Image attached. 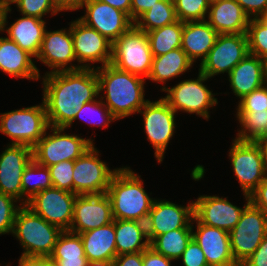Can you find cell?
Listing matches in <instances>:
<instances>
[{
	"label": "cell",
	"mask_w": 267,
	"mask_h": 266,
	"mask_svg": "<svg viewBox=\"0 0 267 266\" xmlns=\"http://www.w3.org/2000/svg\"><path fill=\"white\" fill-rule=\"evenodd\" d=\"M43 77V101L51 127L66 128L82 105L95 100L100 94L95 66L45 73Z\"/></svg>",
	"instance_id": "6da1fadb"
},
{
	"label": "cell",
	"mask_w": 267,
	"mask_h": 266,
	"mask_svg": "<svg viewBox=\"0 0 267 266\" xmlns=\"http://www.w3.org/2000/svg\"><path fill=\"white\" fill-rule=\"evenodd\" d=\"M99 93L104 91L103 103L118 120L138 111L149 101L144 99L145 78L120 70L114 65L97 66Z\"/></svg>",
	"instance_id": "7a4b0ae2"
},
{
	"label": "cell",
	"mask_w": 267,
	"mask_h": 266,
	"mask_svg": "<svg viewBox=\"0 0 267 266\" xmlns=\"http://www.w3.org/2000/svg\"><path fill=\"white\" fill-rule=\"evenodd\" d=\"M130 167L117 168L107 190L114 219L146 223L154 199L143 188V181Z\"/></svg>",
	"instance_id": "3957f363"
},
{
	"label": "cell",
	"mask_w": 267,
	"mask_h": 266,
	"mask_svg": "<svg viewBox=\"0 0 267 266\" xmlns=\"http://www.w3.org/2000/svg\"><path fill=\"white\" fill-rule=\"evenodd\" d=\"M63 230L22 205L15 216L12 234L24 249L22 255L50 257Z\"/></svg>",
	"instance_id": "277c9868"
},
{
	"label": "cell",
	"mask_w": 267,
	"mask_h": 266,
	"mask_svg": "<svg viewBox=\"0 0 267 266\" xmlns=\"http://www.w3.org/2000/svg\"><path fill=\"white\" fill-rule=\"evenodd\" d=\"M152 61L148 35L134 25L112 44L111 64L120 70L147 79Z\"/></svg>",
	"instance_id": "5b68a950"
},
{
	"label": "cell",
	"mask_w": 267,
	"mask_h": 266,
	"mask_svg": "<svg viewBox=\"0 0 267 266\" xmlns=\"http://www.w3.org/2000/svg\"><path fill=\"white\" fill-rule=\"evenodd\" d=\"M0 132L10 137L11 144L31 148L49 129L44 101L42 104L0 114Z\"/></svg>",
	"instance_id": "8992f818"
},
{
	"label": "cell",
	"mask_w": 267,
	"mask_h": 266,
	"mask_svg": "<svg viewBox=\"0 0 267 266\" xmlns=\"http://www.w3.org/2000/svg\"><path fill=\"white\" fill-rule=\"evenodd\" d=\"M49 129L52 134L46 130L32 147L33 160L39 165L49 167L61 161L76 160L94 144L92 139L64 134L66 128L49 126Z\"/></svg>",
	"instance_id": "52a82bcc"
},
{
	"label": "cell",
	"mask_w": 267,
	"mask_h": 266,
	"mask_svg": "<svg viewBox=\"0 0 267 266\" xmlns=\"http://www.w3.org/2000/svg\"><path fill=\"white\" fill-rule=\"evenodd\" d=\"M206 80L208 77L199 71L197 79H186L172 88L163 86L161 90L167 92L163 99L176 113L178 110L190 114L196 113L208 120L209 109L216 106L218 101L214 97L215 94L203 84Z\"/></svg>",
	"instance_id": "ba28073f"
},
{
	"label": "cell",
	"mask_w": 267,
	"mask_h": 266,
	"mask_svg": "<svg viewBox=\"0 0 267 266\" xmlns=\"http://www.w3.org/2000/svg\"><path fill=\"white\" fill-rule=\"evenodd\" d=\"M267 235V215L250 203L236 226L229 232L232 256L240 266Z\"/></svg>",
	"instance_id": "9c48e42d"
},
{
	"label": "cell",
	"mask_w": 267,
	"mask_h": 266,
	"mask_svg": "<svg viewBox=\"0 0 267 266\" xmlns=\"http://www.w3.org/2000/svg\"><path fill=\"white\" fill-rule=\"evenodd\" d=\"M229 157L243 193L250 195L267 177L259 146L254 141H241L235 138Z\"/></svg>",
	"instance_id": "30bf717a"
},
{
	"label": "cell",
	"mask_w": 267,
	"mask_h": 266,
	"mask_svg": "<svg viewBox=\"0 0 267 266\" xmlns=\"http://www.w3.org/2000/svg\"><path fill=\"white\" fill-rule=\"evenodd\" d=\"M94 144L74 160L73 193L77 195L107 193L110 180L117 169H109L99 159Z\"/></svg>",
	"instance_id": "8fae6325"
},
{
	"label": "cell",
	"mask_w": 267,
	"mask_h": 266,
	"mask_svg": "<svg viewBox=\"0 0 267 266\" xmlns=\"http://www.w3.org/2000/svg\"><path fill=\"white\" fill-rule=\"evenodd\" d=\"M249 53L246 33L219 34L199 71L211 78L231 70Z\"/></svg>",
	"instance_id": "7c38bea8"
},
{
	"label": "cell",
	"mask_w": 267,
	"mask_h": 266,
	"mask_svg": "<svg viewBox=\"0 0 267 266\" xmlns=\"http://www.w3.org/2000/svg\"><path fill=\"white\" fill-rule=\"evenodd\" d=\"M143 115L147 139L155 148V158L161 163L170 139L174 135L176 112L163 97L148 101L139 111Z\"/></svg>",
	"instance_id": "4fadbf2b"
},
{
	"label": "cell",
	"mask_w": 267,
	"mask_h": 266,
	"mask_svg": "<svg viewBox=\"0 0 267 266\" xmlns=\"http://www.w3.org/2000/svg\"><path fill=\"white\" fill-rule=\"evenodd\" d=\"M70 30L74 54L77 62L80 63V69H90L92 68L90 63L94 64L95 62L102 63V66L111 63L112 43L103 35L83 23L79 18L71 22Z\"/></svg>",
	"instance_id": "5bb4252c"
},
{
	"label": "cell",
	"mask_w": 267,
	"mask_h": 266,
	"mask_svg": "<svg viewBox=\"0 0 267 266\" xmlns=\"http://www.w3.org/2000/svg\"><path fill=\"white\" fill-rule=\"evenodd\" d=\"M77 194L51 187L35 194L26 206L48 223L70 230Z\"/></svg>",
	"instance_id": "9a60e30c"
},
{
	"label": "cell",
	"mask_w": 267,
	"mask_h": 266,
	"mask_svg": "<svg viewBox=\"0 0 267 266\" xmlns=\"http://www.w3.org/2000/svg\"><path fill=\"white\" fill-rule=\"evenodd\" d=\"M84 6L86 14L79 19L112 44L134 25L125 12L99 0H85L78 9Z\"/></svg>",
	"instance_id": "2e32d148"
},
{
	"label": "cell",
	"mask_w": 267,
	"mask_h": 266,
	"mask_svg": "<svg viewBox=\"0 0 267 266\" xmlns=\"http://www.w3.org/2000/svg\"><path fill=\"white\" fill-rule=\"evenodd\" d=\"M194 202L181 206L167 200L154 199L146 220L148 239L175 229H193Z\"/></svg>",
	"instance_id": "e0dca14e"
},
{
	"label": "cell",
	"mask_w": 267,
	"mask_h": 266,
	"mask_svg": "<svg viewBox=\"0 0 267 266\" xmlns=\"http://www.w3.org/2000/svg\"><path fill=\"white\" fill-rule=\"evenodd\" d=\"M113 220L112 205L107 193L77 195L69 231L80 234L107 225Z\"/></svg>",
	"instance_id": "ac0fdd59"
},
{
	"label": "cell",
	"mask_w": 267,
	"mask_h": 266,
	"mask_svg": "<svg viewBox=\"0 0 267 266\" xmlns=\"http://www.w3.org/2000/svg\"><path fill=\"white\" fill-rule=\"evenodd\" d=\"M244 196L247 202L240 208L229 202L227 197L202 195L194 202V217L202 224L230 232L251 203L250 195Z\"/></svg>",
	"instance_id": "d6986e66"
},
{
	"label": "cell",
	"mask_w": 267,
	"mask_h": 266,
	"mask_svg": "<svg viewBox=\"0 0 267 266\" xmlns=\"http://www.w3.org/2000/svg\"><path fill=\"white\" fill-rule=\"evenodd\" d=\"M32 160V148L27 145L8 144L0 154V192L20 201L21 205H23L21 178Z\"/></svg>",
	"instance_id": "ffe728a7"
},
{
	"label": "cell",
	"mask_w": 267,
	"mask_h": 266,
	"mask_svg": "<svg viewBox=\"0 0 267 266\" xmlns=\"http://www.w3.org/2000/svg\"><path fill=\"white\" fill-rule=\"evenodd\" d=\"M36 58L49 68H52V71L47 72V74L79 70L80 65L71 63L77 59L74 54L70 27L69 30H66V28L54 31L45 30Z\"/></svg>",
	"instance_id": "44dd1931"
},
{
	"label": "cell",
	"mask_w": 267,
	"mask_h": 266,
	"mask_svg": "<svg viewBox=\"0 0 267 266\" xmlns=\"http://www.w3.org/2000/svg\"><path fill=\"white\" fill-rule=\"evenodd\" d=\"M196 231L193 238L204 252L209 266H239L231 252L229 232L200 223L195 217Z\"/></svg>",
	"instance_id": "7402d4cb"
},
{
	"label": "cell",
	"mask_w": 267,
	"mask_h": 266,
	"mask_svg": "<svg viewBox=\"0 0 267 266\" xmlns=\"http://www.w3.org/2000/svg\"><path fill=\"white\" fill-rule=\"evenodd\" d=\"M228 78L233 93L242 99L267 83L266 62L256 55L248 53L231 70Z\"/></svg>",
	"instance_id": "603a6c76"
},
{
	"label": "cell",
	"mask_w": 267,
	"mask_h": 266,
	"mask_svg": "<svg viewBox=\"0 0 267 266\" xmlns=\"http://www.w3.org/2000/svg\"><path fill=\"white\" fill-rule=\"evenodd\" d=\"M207 19L218 34L246 33L250 21V17L236 0L212 1Z\"/></svg>",
	"instance_id": "cb8c5ba5"
},
{
	"label": "cell",
	"mask_w": 267,
	"mask_h": 266,
	"mask_svg": "<svg viewBox=\"0 0 267 266\" xmlns=\"http://www.w3.org/2000/svg\"><path fill=\"white\" fill-rule=\"evenodd\" d=\"M11 11V9H8L2 13V31L6 29L5 31L10 40L15 41L23 50L36 58L46 30L45 20L23 16L14 21L10 27L5 28L6 23H8V12Z\"/></svg>",
	"instance_id": "d4e9b609"
},
{
	"label": "cell",
	"mask_w": 267,
	"mask_h": 266,
	"mask_svg": "<svg viewBox=\"0 0 267 266\" xmlns=\"http://www.w3.org/2000/svg\"><path fill=\"white\" fill-rule=\"evenodd\" d=\"M32 55L23 50L8 37H0V70L16 78L38 80L40 71L32 60Z\"/></svg>",
	"instance_id": "484cf974"
},
{
	"label": "cell",
	"mask_w": 267,
	"mask_h": 266,
	"mask_svg": "<svg viewBox=\"0 0 267 266\" xmlns=\"http://www.w3.org/2000/svg\"><path fill=\"white\" fill-rule=\"evenodd\" d=\"M218 35L207 20L183 22L181 48L193 63L199 57L202 62L214 46Z\"/></svg>",
	"instance_id": "4316f807"
},
{
	"label": "cell",
	"mask_w": 267,
	"mask_h": 266,
	"mask_svg": "<svg viewBox=\"0 0 267 266\" xmlns=\"http://www.w3.org/2000/svg\"><path fill=\"white\" fill-rule=\"evenodd\" d=\"M88 261H113L117 256L113 222L80 233Z\"/></svg>",
	"instance_id": "83f0119b"
},
{
	"label": "cell",
	"mask_w": 267,
	"mask_h": 266,
	"mask_svg": "<svg viewBox=\"0 0 267 266\" xmlns=\"http://www.w3.org/2000/svg\"><path fill=\"white\" fill-rule=\"evenodd\" d=\"M114 230L117 256L143 252L150 247L144 222L114 219Z\"/></svg>",
	"instance_id": "f1b7e54d"
},
{
	"label": "cell",
	"mask_w": 267,
	"mask_h": 266,
	"mask_svg": "<svg viewBox=\"0 0 267 266\" xmlns=\"http://www.w3.org/2000/svg\"><path fill=\"white\" fill-rule=\"evenodd\" d=\"M193 62L187 57L182 48H176L166 54L153 57L151 70L147 79L157 83H165L172 78L180 77L190 70Z\"/></svg>",
	"instance_id": "f546056e"
},
{
	"label": "cell",
	"mask_w": 267,
	"mask_h": 266,
	"mask_svg": "<svg viewBox=\"0 0 267 266\" xmlns=\"http://www.w3.org/2000/svg\"><path fill=\"white\" fill-rule=\"evenodd\" d=\"M193 229H175L155 237L150 247L159 254L179 260L190 240L193 238Z\"/></svg>",
	"instance_id": "4dcf8cb0"
},
{
	"label": "cell",
	"mask_w": 267,
	"mask_h": 266,
	"mask_svg": "<svg viewBox=\"0 0 267 266\" xmlns=\"http://www.w3.org/2000/svg\"><path fill=\"white\" fill-rule=\"evenodd\" d=\"M183 22L180 20L172 24L146 32L153 57L181 48Z\"/></svg>",
	"instance_id": "1f68e13d"
},
{
	"label": "cell",
	"mask_w": 267,
	"mask_h": 266,
	"mask_svg": "<svg viewBox=\"0 0 267 266\" xmlns=\"http://www.w3.org/2000/svg\"><path fill=\"white\" fill-rule=\"evenodd\" d=\"M177 21L173 1L160 0L148 11L144 12L135 22L134 26L144 32L169 25Z\"/></svg>",
	"instance_id": "d6a6232c"
},
{
	"label": "cell",
	"mask_w": 267,
	"mask_h": 266,
	"mask_svg": "<svg viewBox=\"0 0 267 266\" xmlns=\"http://www.w3.org/2000/svg\"><path fill=\"white\" fill-rule=\"evenodd\" d=\"M36 176L37 179H35ZM21 184L23 192V205H26L28 200H30L35 194L53 187L49 168L39 165L32 160L23 172Z\"/></svg>",
	"instance_id": "836d02e7"
},
{
	"label": "cell",
	"mask_w": 267,
	"mask_h": 266,
	"mask_svg": "<svg viewBox=\"0 0 267 266\" xmlns=\"http://www.w3.org/2000/svg\"><path fill=\"white\" fill-rule=\"evenodd\" d=\"M236 117L241 125L236 139L241 141H256L267 135V110L265 112H237Z\"/></svg>",
	"instance_id": "e575fe53"
},
{
	"label": "cell",
	"mask_w": 267,
	"mask_h": 266,
	"mask_svg": "<svg viewBox=\"0 0 267 266\" xmlns=\"http://www.w3.org/2000/svg\"><path fill=\"white\" fill-rule=\"evenodd\" d=\"M85 114L89 116L92 115L91 117L88 116V118ZM84 116H86V118H84ZM78 118L83 119V121H86V123L88 122L90 125L102 126L103 128L110 126V122L117 120L101 99H96L83 104L81 109L77 112L74 120L66 127V129L71 127L72 123Z\"/></svg>",
	"instance_id": "d590c367"
},
{
	"label": "cell",
	"mask_w": 267,
	"mask_h": 266,
	"mask_svg": "<svg viewBox=\"0 0 267 266\" xmlns=\"http://www.w3.org/2000/svg\"><path fill=\"white\" fill-rule=\"evenodd\" d=\"M246 35L249 53L266 61L267 26L259 18H251Z\"/></svg>",
	"instance_id": "8d00e7d4"
},
{
	"label": "cell",
	"mask_w": 267,
	"mask_h": 266,
	"mask_svg": "<svg viewBox=\"0 0 267 266\" xmlns=\"http://www.w3.org/2000/svg\"><path fill=\"white\" fill-rule=\"evenodd\" d=\"M177 20L204 21L208 15L210 0H175L173 1Z\"/></svg>",
	"instance_id": "74e56055"
},
{
	"label": "cell",
	"mask_w": 267,
	"mask_h": 266,
	"mask_svg": "<svg viewBox=\"0 0 267 266\" xmlns=\"http://www.w3.org/2000/svg\"><path fill=\"white\" fill-rule=\"evenodd\" d=\"M50 257H86L80 234L64 230Z\"/></svg>",
	"instance_id": "f35d334b"
},
{
	"label": "cell",
	"mask_w": 267,
	"mask_h": 266,
	"mask_svg": "<svg viewBox=\"0 0 267 266\" xmlns=\"http://www.w3.org/2000/svg\"><path fill=\"white\" fill-rule=\"evenodd\" d=\"M22 16L37 17L42 19L46 13L55 15L63 11L55 0H18L16 3Z\"/></svg>",
	"instance_id": "ab89813d"
},
{
	"label": "cell",
	"mask_w": 267,
	"mask_h": 266,
	"mask_svg": "<svg viewBox=\"0 0 267 266\" xmlns=\"http://www.w3.org/2000/svg\"><path fill=\"white\" fill-rule=\"evenodd\" d=\"M53 187L60 190L73 192V169L74 160L61 161L49 166Z\"/></svg>",
	"instance_id": "60d3db41"
},
{
	"label": "cell",
	"mask_w": 267,
	"mask_h": 266,
	"mask_svg": "<svg viewBox=\"0 0 267 266\" xmlns=\"http://www.w3.org/2000/svg\"><path fill=\"white\" fill-rule=\"evenodd\" d=\"M15 198L0 192V235L12 233L16 213L21 205Z\"/></svg>",
	"instance_id": "b9f144b4"
},
{
	"label": "cell",
	"mask_w": 267,
	"mask_h": 266,
	"mask_svg": "<svg viewBox=\"0 0 267 266\" xmlns=\"http://www.w3.org/2000/svg\"><path fill=\"white\" fill-rule=\"evenodd\" d=\"M236 110L237 112H265L267 110V83L240 99Z\"/></svg>",
	"instance_id": "7bdbcfd3"
},
{
	"label": "cell",
	"mask_w": 267,
	"mask_h": 266,
	"mask_svg": "<svg viewBox=\"0 0 267 266\" xmlns=\"http://www.w3.org/2000/svg\"><path fill=\"white\" fill-rule=\"evenodd\" d=\"M179 259L183 262V266H209L204 252L194 238L190 240Z\"/></svg>",
	"instance_id": "ee69618b"
},
{
	"label": "cell",
	"mask_w": 267,
	"mask_h": 266,
	"mask_svg": "<svg viewBox=\"0 0 267 266\" xmlns=\"http://www.w3.org/2000/svg\"><path fill=\"white\" fill-rule=\"evenodd\" d=\"M251 18H259L267 12V0H236Z\"/></svg>",
	"instance_id": "f6af8a7d"
},
{
	"label": "cell",
	"mask_w": 267,
	"mask_h": 266,
	"mask_svg": "<svg viewBox=\"0 0 267 266\" xmlns=\"http://www.w3.org/2000/svg\"><path fill=\"white\" fill-rule=\"evenodd\" d=\"M240 266H267V235L263 238L256 251Z\"/></svg>",
	"instance_id": "bcb514c9"
},
{
	"label": "cell",
	"mask_w": 267,
	"mask_h": 266,
	"mask_svg": "<svg viewBox=\"0 0 267 266\" xmlns=\"http://www.w3.org/2000/svg\"><path fill=\"white\" fill-rule=\"evenodd\" d=\"M250 201L267 215V177L250 194Z\"/></svg>",
	"instance_id": "7dc6e473"
},
{
	"label": "cell",
	"mask_w": 267,
	"mask_h": 266,
	"mask_svg": "<svg viewBox=\"0 0 267 266\" xmlns=\"http://www.w3.org/2000/svg\"><path fill=\"white\" fill-rule=\"evenodd\" d=\"M172 259L157 253L151 247L143 251V266H171Z\"/></svg>",
	"instance_id": "c3c4849f"
},
{
	"label": "cell",
	"mask_w": 267,
	"mask_h": 266,
	"mask_svg": "<svg viewBox=\"0 0 267 266\" xmlns=\"http://www.w3.org/2000/svg\"><path fill=\"white\" fill-rule=\"evenodd\" d=\"M160 0H131L130 19L134 23L144 12Z\"/></svg>",
	"instance_id": "681fc988"
},
{
	"label": "cell",
	"mask_w": 267,
	"mask_h": 266,
	"mask_svg": "<svg viewBox=\"0 0 267 266\" xmlns=\"http://www.w3.org/2000/svg\"><path fill=\"white\" fill-rule=\"evenodd\" d=\"M114 266H143V252L121 254L114 258Z\"/></svg>",
	"instance_id": "f907efd6"
},
{
	"label": "cell",
	"mask_w": 267,
	"mask_h": 266,
	"mask_svg": "<svg viewBox=\"0 0 267 266\" xmlns=\"http://www.w3.org/2000/svg\"><path fill=\"white\" fill-rule=\"evenodd\" d=\"M19 266H55L50 257L21 255Z\"/></svg>",
	"instance_id": "816d5d0a"
},
{
	"label": "cell",
	"mask_w": 267,
	"mask_h": 266,
	"mask_svg": "<svg viewBox=\"0 0 267 266\" xmlns=\"http://www.w3.org/2000/svg\"><path fill=\"white\" fill-rule=\"evenodd\" d=\"M55 266H89L87 257H50Z\"/></svg>",
	"instance_id": "f5cc1de1"
},
{
	"label": "cell",
	"mask_w": 267,
	"mask_h": 266,
	"mask_svg": "<svg viewBox=\"0 0 267 266\" xmlns=\"http://www.w3.org/2000/svg\"><path fill=\"white\" fill-rule=\"evenodd\" d=\"M125 12L130 17L131 0H99Z\"/></svg>",
	"instance_id": "db71d44e"
},
{
	"label": "cell",
	"mask_w": 267,
	"mask_h": 266,
	"mask_svg": "<svg viewBox=\"0 0 267 266\" xmlns=\"http://www.w3.org/2000/svg\"><path fill=\"white\" fill-rule=\"evenodd\" d=\"M56 3L60 6V8L64 11H69V10H78L80 5L85 1V0H55Z\"/></svg>",
	"instance_id": "11a10c76"
},
{
	"label": "cell",
	"mask_w": 267,
	"mask_h": 266,
	"mask_svg": "<svg viewBox=\"0 0 267 266\" xmlns=\"http://www.w3.org/2000/svg\"><path fill=\"white\" fill-rule=\"evenodd\" d=\"M255 143L259 146L263 156L264 164L267 169V135L258 138Z\"/></svg>",
	"instance_id": "9f6ffc18"
},
{
	"label": "cell",
	"mask_w": 267,
	"mask_h": 266,
	"mask_svg": "<svg viewBox=\"0 0 267 266\" xmlns=\"http://www.w3.org/2000/svg\"><path fill=\"white\" fill-rule=\"evenodd\" d=\"M17 2L18 0H0V10L5 11L11 9L10 5Z\"/></svg>",
	"instance_id": "6f0895ef"
},
{
	"label": "cell",
	"mask_w": 267,
	"mask_h": 266,
	"mask_svg": "<svg viewBox=\"0 0 267 266\" xmlns=\"http://www.w3.org/2000/svg\"><path fill=\"white\" fill-rule=\"evenodd\" d=\"M89 266H114L113 261H90Z\"/></svg>",
	"instance_id": "680465c9"
},
{
	"label": "cell",
	"mask_w": 267,
	"mask_h": 266,
	"mask_svg": "<svg viewBox=\"0 0 267 266\" xmlns=\"http://www.w3.org/2000/svg\"><path fill=\"white\" fill-rule=\"evenodd\" d=\"M259 19L267 26V12L261 15Z\"/></svg>",
	"instance_id": "91938a15"
},
{
	"label": "cell",
	"mask_w": 267,
	"mask_h": 266,
	"mask_svg": "<svg viewBox=\"0 0 267 266\" xmlns=\"http://www.w3.org/2000/svg\"><path fill=\"white\" fill-rule=\"evenodd\" d=\"M2 13L3 11L0 10V32H2Z\"/></svg>",
	"instance_id": "94428289"
},
{
	"label": "cell",
	"mask_w": 267,
	"mask_h": 266,
	"mask_svg": "<svg viewBox=\"0 0 267 266\" xmlns=\"http://www.w3.org/2000/svg\"><path fill=\"white\" fill-rule=\"evenodd\" d=\"M265 62H266V78H267V60Z\"/></svg>",
	"instance_id": "6125c7cd"
}]
</instances>
